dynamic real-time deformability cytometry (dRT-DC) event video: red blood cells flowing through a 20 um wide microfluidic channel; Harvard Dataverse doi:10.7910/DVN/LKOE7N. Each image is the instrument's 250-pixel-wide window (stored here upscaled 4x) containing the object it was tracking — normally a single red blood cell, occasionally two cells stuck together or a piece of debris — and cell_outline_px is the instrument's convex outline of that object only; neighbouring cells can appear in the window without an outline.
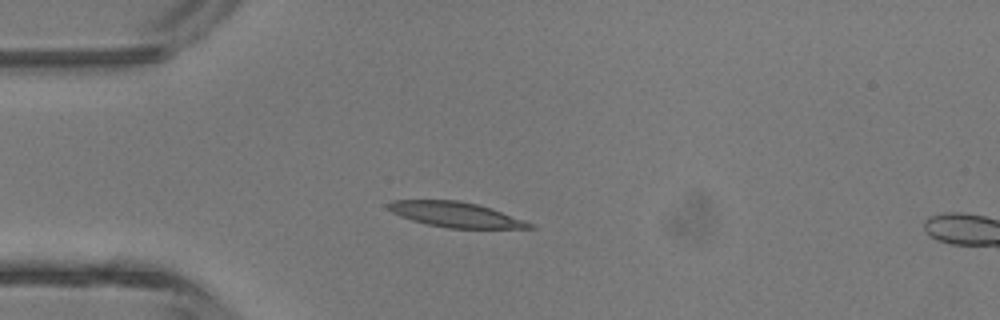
{"species": "common noctule bat (a hibernating species)", "species_latin": "Nyctalus noctula", "temperature_condition": "room temperature", "stored_images_in_passage": 3, "camera_frame_rate_fps": 3000, "um_per_image_px": 0.085, "animal": {"sex": "male", "body_mass_g": 13.3}, "frame": {"image": 1, "passage_image": 2, "time_ms": 1.333, "image_size_px": [1000, 320], "cell_outline_px": [[536, 228], [448, 228], [428, 224], [412, 220], [400, 216], [392, 212], [384, 204], [392, 200], [460, 200], [492, 208], [536, 224]], "centroid_in_image_um": [38.75, 18.23], "position_along_channel_um": 46.3, "area_um2": 20.81}}